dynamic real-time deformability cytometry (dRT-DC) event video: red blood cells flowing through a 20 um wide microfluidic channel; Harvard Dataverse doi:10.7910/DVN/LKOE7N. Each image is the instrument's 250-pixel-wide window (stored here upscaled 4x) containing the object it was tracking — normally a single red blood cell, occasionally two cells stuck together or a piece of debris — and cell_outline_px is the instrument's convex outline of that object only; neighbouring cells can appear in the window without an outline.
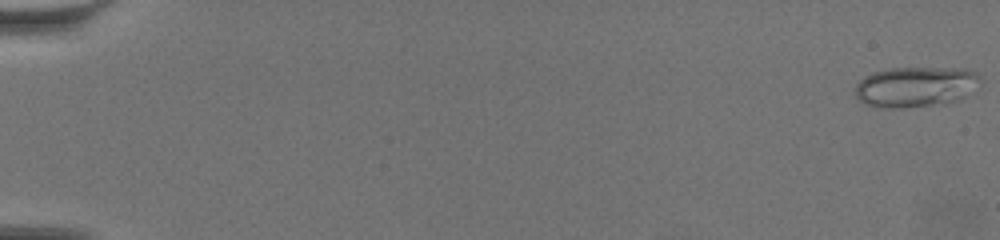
{"species": "common noctule bat (a hibernating species)", "species_latin": "Nyctalus noctula", "temperature_condition": "warm", "stored_images_in_passage": 42, "camera_frame_rate_fps": 3000, "um_per_image_px": 0.085, "animal": {"sex": "female", "body_mass_g": 19.5, "forearm_length_mm": 54.1}, "frame": {"image": 1, "passage_image": 1, "time_ms": 0.0, "image_size_px": [1000, 240], "cell_outline_px": [[980, 80], [960, 100], [944, 104], [900, 108], [880, 108], [868, 104], [860, 100], [856, 96], [856, 84], [864, 76], [876, 72], [892, 68], [964, 68], [976, 72], [980, 76]], "centroid_in_image_um": [77.82, 7.38], "position_along_channel_um": 7.2, "area_um2": 29.3}}
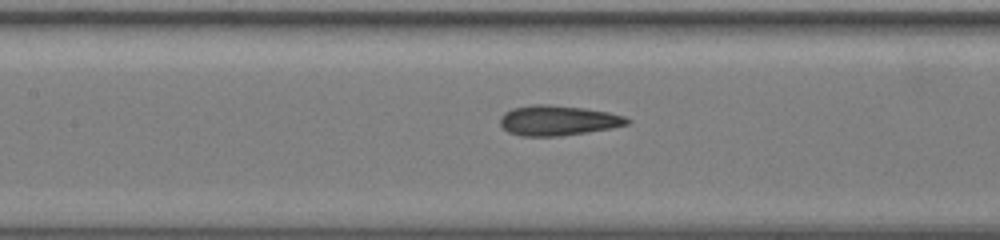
{"frame": {"image": 2, "passage_image": 27, "time_ms": 8.667, "image_size_px": [1000, 240], "cell_outline_px": [[632, 120], [628, 124], [612, 128], [588, 132], [560, 136], [520, 136], [508, 132], [500, 124], [500, 116], [504, 112], [512, 108], [532, 104], [544, 104], [584, 108], [608, 112], [624, 116]], "centroid_in_image_um": [47.41, 10.24], "position_along_channel_um": 160.0, "area_um2": 22.37}}
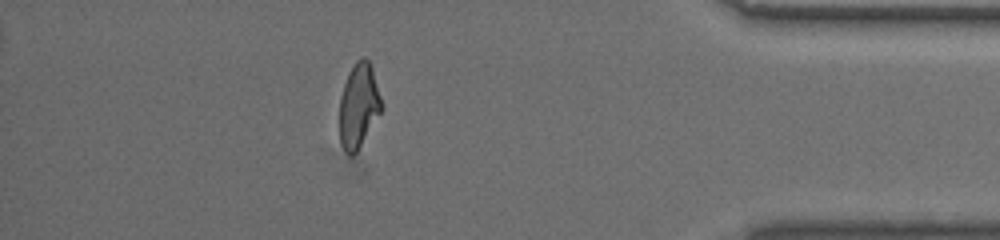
{"frame": {"image": 3, "passage_image": 38, "time_ms": 12.333, "image_size_px": [1000, 240], "cell_outline_px": [[384, 108], [356, 152], [352, 156], [340, 144], [340, 96], [348, 72], [352, 64], [356, 60], [364, 56], [368, 60], [372, 68]], "centroid_in_image_um": [30.49, 8.94], "position_along_channel_um": 404.7, "area_um2": 20.63}}